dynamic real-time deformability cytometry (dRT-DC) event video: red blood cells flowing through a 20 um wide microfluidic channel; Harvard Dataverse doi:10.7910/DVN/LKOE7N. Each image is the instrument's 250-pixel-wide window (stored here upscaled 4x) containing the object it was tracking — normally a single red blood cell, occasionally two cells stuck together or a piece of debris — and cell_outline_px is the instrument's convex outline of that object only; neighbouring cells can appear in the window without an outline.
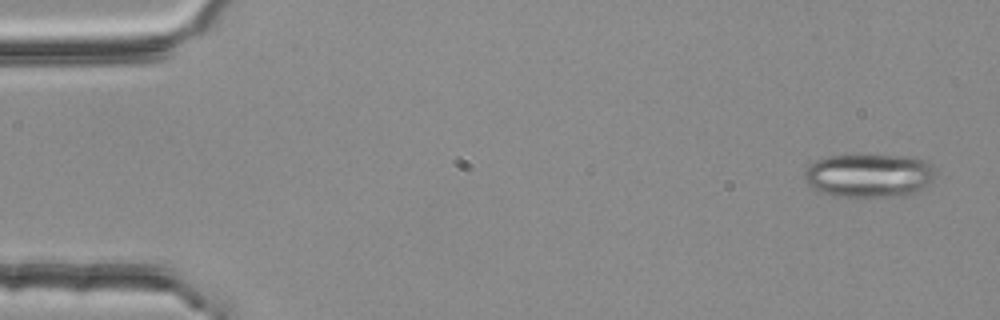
{"species": "common noctule bat (a hibernating species)", "species_latin": "Nyctalus noctula", "temperature_condition": "room temperature", "stored_images_in_passage": 5, "camera_frame_rate_fps": 3000, "um_per_image_px": 0.085, "animal": {"sex": "female", "body_mass_g": 25.1}, "frame": {"image": 1, "passage_image": 1, "time_ms": 0.0, "image_size_px": [1000, 320], "cell_outline_px": [[936, 172], [932, 180], [928, 184], [912, 196], [836, 196], [820, 192], [812, 188], [804, 180], [804, 172], [816, 160], [828, 156], [912, 156], [924, 160], [932, 164], [936, 168]], "centroid_in_image_um": [73.92, 14.93], "position_along_channel_um": 11.1, "area_um2": 33.35}}